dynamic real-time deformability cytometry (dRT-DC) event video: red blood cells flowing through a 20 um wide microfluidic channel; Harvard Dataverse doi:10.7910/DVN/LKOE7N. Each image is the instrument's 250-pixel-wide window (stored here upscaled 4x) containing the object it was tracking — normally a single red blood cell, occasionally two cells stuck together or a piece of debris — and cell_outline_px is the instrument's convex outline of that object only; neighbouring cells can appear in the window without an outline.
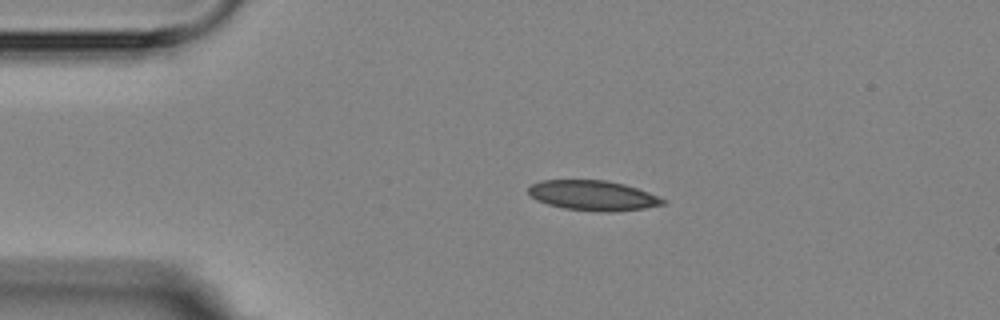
{"species": "Egyptian fruit bat (a non-hibernating species)", "species_latin": "Rousettus aegyptiacus", "temperature_condition": "room temperature", "stored_images_in_passage": 2, "camera_frame_rate_fps": 3000, "um_per_image_px": 0.085, "animal": {"sex": "female"}, "frame": {"image": 1, "passage_image": 1, "time_ms": 0.0, "image_size_px": [1000, 320], "cell_outline_px": [[664, 204], [644, 208], [612, 212], [600, 212], [564, 208], [548, 204], [536, 200], [528, 192], [528, 188], [532, 184], [540, 180], [604, 180], [624, 184], [648, 192], [664, 200]], "centroid_in_image_um": [50.36, 16.61], "position_along_channel_um": 34.6, "area_um2": 23.29}}